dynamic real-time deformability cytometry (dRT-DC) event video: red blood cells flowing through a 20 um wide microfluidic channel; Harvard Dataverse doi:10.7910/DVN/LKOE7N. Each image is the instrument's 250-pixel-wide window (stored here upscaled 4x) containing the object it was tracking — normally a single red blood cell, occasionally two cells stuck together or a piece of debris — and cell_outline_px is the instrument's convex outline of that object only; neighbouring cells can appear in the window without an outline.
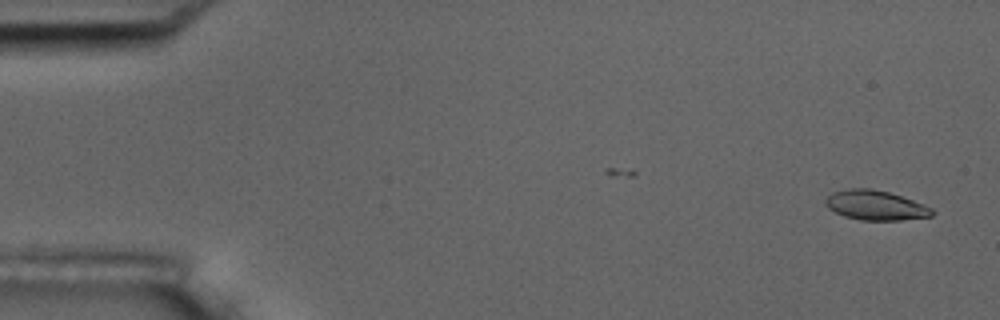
{"species": "common noctule bat (a hibernating species)", "species_latin": "Nyctalus noctula", "temperature_condition": "room temperature", "stored_images_in_passage": 2, "camera_frame_rate_fps": 3000, "um_per_image_px": 0.085, "animal": {"sex": "male", "body_mass_g": 17.5, "forearm_length_mm": 52.3}, "frame": {"image": 1, "passage_image": 2, "time_ms": 1.333, "image_size_px": [1000, 320], "cell_outline_px": [[936, 212], [932, 216], [900, 220], [860, 220], [844, 216], [828, 208], [824, 204], [824, 200], [832, 192], [848, 188], [872, 188], [888, 192], [924, 204], [932, 208]], "centroid_in_image_um": [74.41, 17.44], "position_along_channel_um": 10.6, "area_um2": 18.5}}